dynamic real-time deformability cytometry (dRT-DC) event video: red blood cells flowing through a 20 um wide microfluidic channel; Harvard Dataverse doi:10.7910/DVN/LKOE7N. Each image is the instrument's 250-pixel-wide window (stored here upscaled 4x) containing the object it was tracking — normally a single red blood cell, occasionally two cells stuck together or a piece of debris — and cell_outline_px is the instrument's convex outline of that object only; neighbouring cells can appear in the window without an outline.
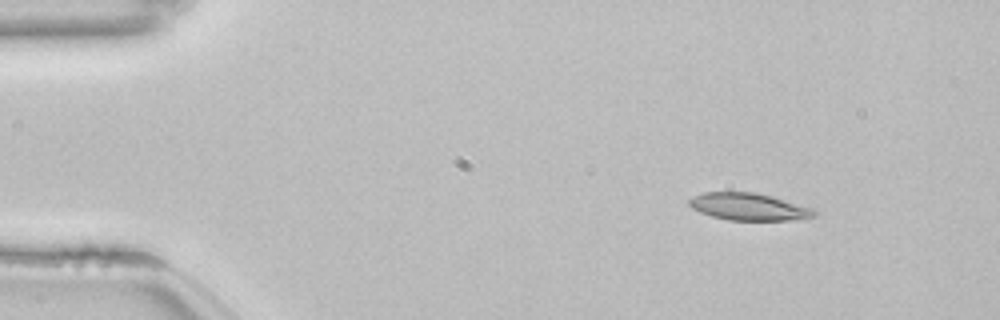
{"species": "common noctule bat (a hibernating species)", "species_latin": "Nyctalus noctula", "temperature_condition": "room temperature", "stored_images_in_passage": 48, "camera_frame_rate_fps": 3000, "um_per_image_px": 0.085, "animal": {"sex": "female", "body_mass_g": 22.7, "forearm_length_mm": 54.2}, "frame": {"image": 1, "passage_image": 1, "time_ms": 0.0, "image_size_px": [1000, 320], "cell_outline_px": [[816, 216], [804, 220], [728, 220], [712, 216], [700, 212], [692, 208], [688, 204], [688, 200], [692, 196], [700, 192], [756, 192], [772, 196], [816, 208]], "centroid_in_image_um": [63.69, 17.57], "position_along_channel_um": 21.3, "area_um2": 20.29}}
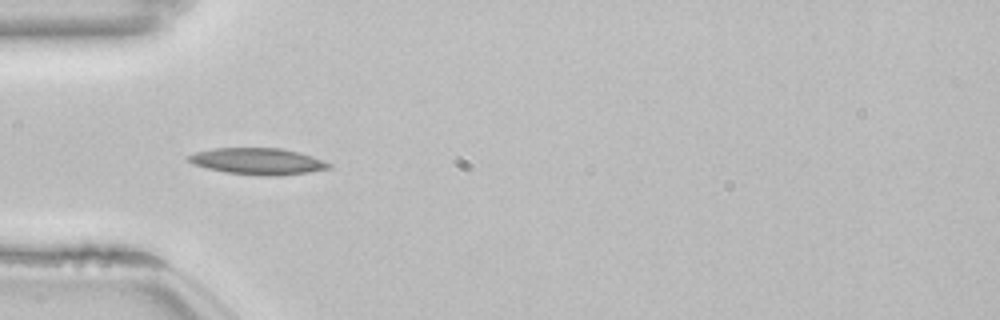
{"frame": {"image": 2, "passage_image": 11, "time_ms": 3.333, "image_size_px": [1000, 320], "cell_outline_px": [[332, 168], [308, 172], [276, 176], [264, 176], [224, 172], [192, 164], [184, 156], [196, 152], [212, 148], [280, 148], [312, 156], [332, 164]], "centroid_in_image_um": [21.88, 13.71], "position_along_channel_um": 63.1, "area_um2": 21.68}}
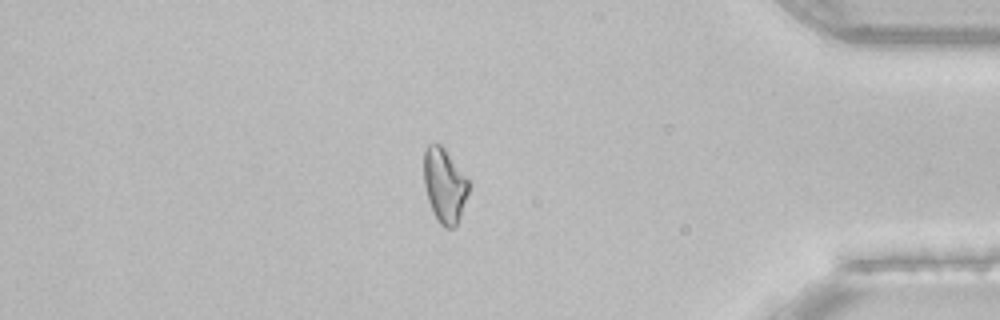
{"frame": {"image": 3, "passage_image": 40, "time_ms": 13.0, "image_size_px": [1000, 320], "cell_outline_px": [[472, 184], [460, 216], [456, 224], [452, 228], [444, 228], [436, 220], [432, 212], [424, 188], [424, 148], [428, 144], [440, 144], [444, 148], [468, 176]], "centroid_in_image_um": [37.8, 15.75], "position_along_channel_um": 397.4, "area_um2": 19.94}}